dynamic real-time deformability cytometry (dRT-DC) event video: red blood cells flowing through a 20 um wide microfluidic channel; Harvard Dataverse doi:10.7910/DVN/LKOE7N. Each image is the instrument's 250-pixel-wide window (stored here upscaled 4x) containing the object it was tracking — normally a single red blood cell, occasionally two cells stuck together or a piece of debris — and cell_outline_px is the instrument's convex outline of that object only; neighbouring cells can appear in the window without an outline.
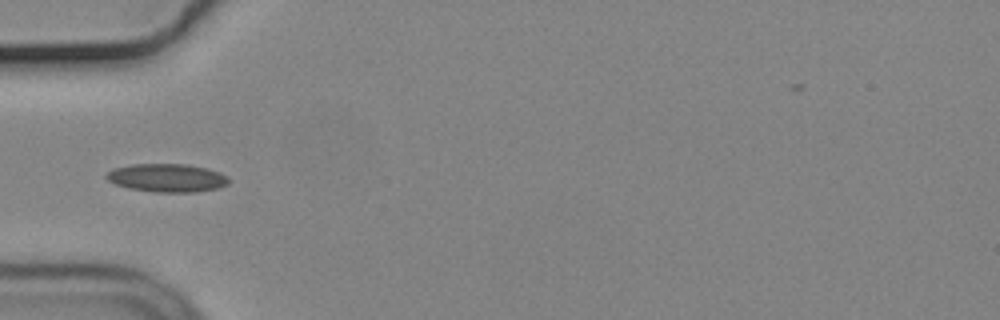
{"species": "common noctule bat (a hibernating species)", "species_latin": "Nyctalus noctula", "temperature_condition": "cold", "stored_images_in_passage": 38, "camera_frame_rate_fps": 3000, "um_per_image_px": 0.085, "animal": {"sex": "male", "body_mass_g": 19.2, "forearm_length_mm": 51.8}, "frame": {"image": 1, "passage_image": 1, "time_ms": 0.0, "image_size_px": [1000, 320], "cell_outline_px": [[228, 184], [216, 188], [196, 192], [156, 192], [128, 188], [116, 184], [108, 180], [104, 176], [112, 168], [132, 164], [184, 164], [204, 168], [220, 172], [228, 180]], "centroid_in_image_um": [14.14, 15.12], "position_along_channel_um": 70.9, "area_um2": 19.94}}
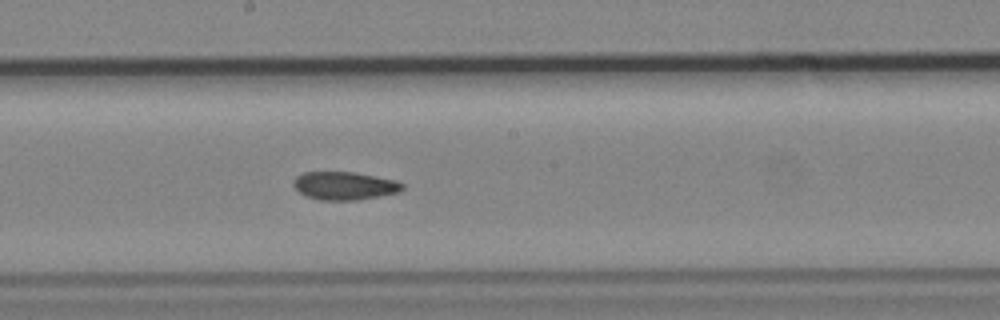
{"frame": {"image": 2, "passage_image": 13, "time_ms": 4.0, "image_size_px": [1000, 320], "cell_outline_px": [[404, 188], [400, 192], [356, 200], [320, 200], [308, 196], [300, 192], [292, 184], [292, 180], [296, 176], [304, 172], [352, 172], [396, 180], [404, 184]], "centroid_in_image_um": [29.28, 15.78], "position_along_channel_um": 218.9, "area_um2": 17.74}}
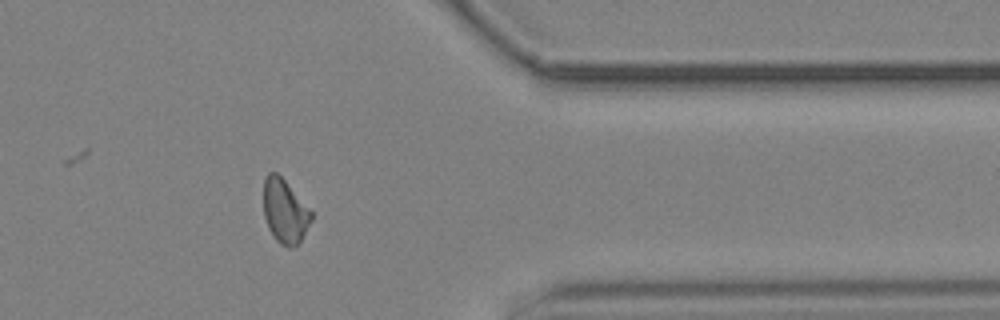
{"frame": {"image": 3, "passage_image": 28, "time_ms": 9.0, "image_size_px": [1000, 320], "cell_outline_px": [[312, 220], [300, 244], [288, 248], [280, 244], [276, 240], [268, 228], [264, 216], [264, 180], [268, 172], [276, 172], [284, 180], [312, 212]], "centroid_in_image_um": [24.21, 18.0], "position_along_channel_um": 387.2, "area_um2": 17.74}, "authors_computed_cell_mechanics": {"area_um2": 17.9469, "velocity_mm_per_s": 3.6911, "shape_relaxation_time_tau1_ms": null, "shape_relaxation_time_tau2_ms": 4.2059, "deformation_change_tau1": null, "deformation_change_tau2": 0.1051}}